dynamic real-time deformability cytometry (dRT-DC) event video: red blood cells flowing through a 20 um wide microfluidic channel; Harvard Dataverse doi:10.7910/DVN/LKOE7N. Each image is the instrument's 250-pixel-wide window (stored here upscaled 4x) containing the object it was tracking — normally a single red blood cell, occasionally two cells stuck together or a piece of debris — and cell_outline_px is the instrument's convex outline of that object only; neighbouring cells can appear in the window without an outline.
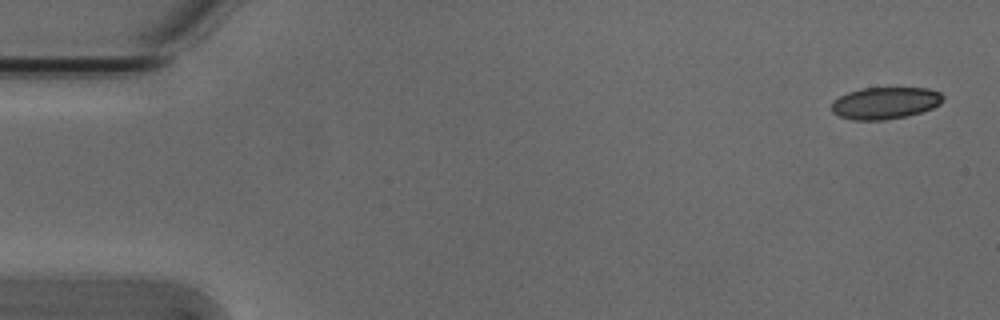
{"species": "Egyptian fruit bat (a non-hibernating species)", "species_latin": "Rousettus aegyptiacus", "temperature_condition": "cold", "stored_images_in_passage": 4, "camera_frame_rate_fps": 3000, "um_per_image_px": 0.085, "animal": {"sex": "male"}, "frame": {"image": 1, "passage_image": 1, "time_ms": 0.0, "image_size_px": [1000, 320], "cell_outline_px": [[944, 100], [940, 104], [932, 108], [908, 116], [884, 120], [852, 120], [840, 116], [832, 112], [832, 104], [840, 96], [848, 92], [860, 88], [928, 88], [940, 92], [944, 96]], "centroid_in_image_um": [75.27, 8.76], "position_along_channel_um": 9.7, "area_um2": 20.75}}
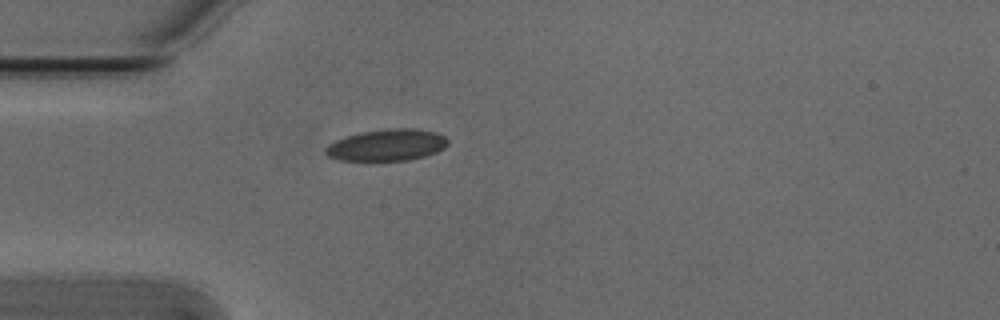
{"frame": {"image": 2, "passage_image": 4, "time_ms": 1.0, "image_size_px": [1000, 320], "cell_outline_px": [[448, 144], [444, 148], [436, 152], [424, 156], [408, 160], [340, 160], [328, 156], [324, 152], [324, 148], [328, 144], [344, 136], [360, 132], [388, 128], [416, 128], [436, 132], [444, 136], [448, 140]], "centroid_in_image_um": [32.88, 12.31], "position_along_channel_um": 52.1, "area_um2": 22.66}}